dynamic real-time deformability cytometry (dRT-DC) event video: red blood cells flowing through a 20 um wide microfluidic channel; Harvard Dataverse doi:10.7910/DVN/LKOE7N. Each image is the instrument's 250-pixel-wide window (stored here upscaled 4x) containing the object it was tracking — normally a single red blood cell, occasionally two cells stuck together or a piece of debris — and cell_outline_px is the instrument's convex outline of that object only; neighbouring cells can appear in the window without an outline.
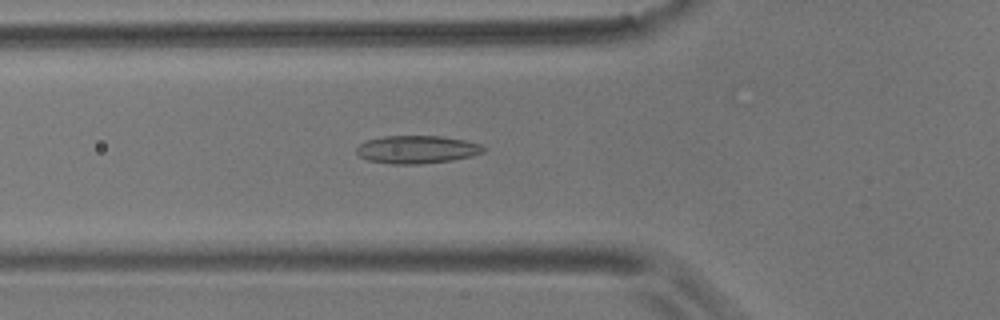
{"species": "common noctule bat (a hibernating species)", "species_latin": "Nyctalus noctula", "temperature_condition": "room temperature", "stored_images_in_passage": 57, "camera_frame_rate_fps": 3000, "um_per_image_px": 0.085, "animal": {"sex": "male", "body_mass_g": 17.9}, "frame": {"image": 1, "passage_image": 20, "time_ms": 6.333, "image_size_px": [1000, 320], "cell_outline_px": [[488, 148], [484, 152], [472, 156], [452, 160], [420, 164], [392, 164], [368, 160], [360, 156], [356, 152], [356, 148], [360, 144], [368, 140], [384, 136], [440, 136], [464, 140], [480, 144]], "centroid_in_image_um": [35.47, 12.71], "position_along_channel_um": 90.3, "area_um2": 20.63}}
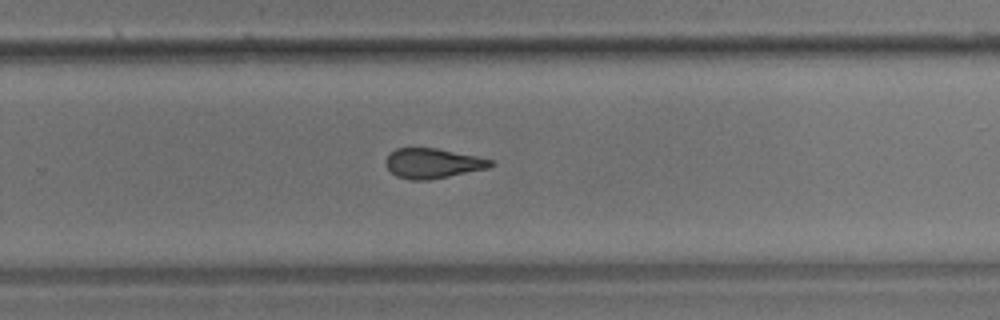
{"frame": {"image": 2, "passage_image": 37, "time_ms": 12.0, "image_size_px": [1000, 320], "cell_outline_px": [[496, 164], [488, 168], [428, 180], [408, 180], [396, 176], [384, 164], [384, 160], [396, 148], [436, 148], [496, 160]], "centroid_in_image_um": [36.8, 13.88], "position_along_channel_um": 293.0, "area_um2": 18.32}}
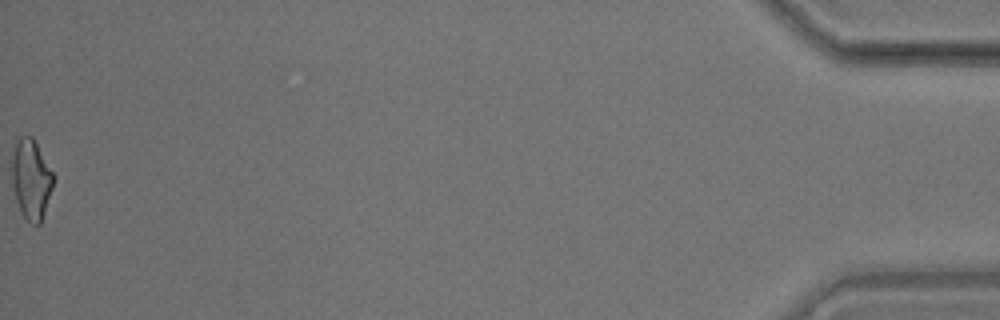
{"frame": {"image": 3, "passage_image": 57, "time_ms": 18.667, "image_size_px": [1000, 320], "cell_outline_px": [[56, 176], [40, 224], [32, 224], [20, 212], [16, 200], [12, 184], [12, 156], [16, 140], [20, 136], [32, 136]], "centroid_in_image_um": [2.65, 15.21], "position_along_channel_um": 432.5, "area_um2": 19.36}, "authors_computed_cell_mechanics": {"area_um2": 19.363, "velocity_mm_per_s": 3.5666, "shape_relaxation_time_tau1_ms": 8.5829, "shape_relaxation_time_tau2_ms": 2.8685, "deformation_change_tau1": 0.2026, "deformation_change_tau2": 0.1239}}